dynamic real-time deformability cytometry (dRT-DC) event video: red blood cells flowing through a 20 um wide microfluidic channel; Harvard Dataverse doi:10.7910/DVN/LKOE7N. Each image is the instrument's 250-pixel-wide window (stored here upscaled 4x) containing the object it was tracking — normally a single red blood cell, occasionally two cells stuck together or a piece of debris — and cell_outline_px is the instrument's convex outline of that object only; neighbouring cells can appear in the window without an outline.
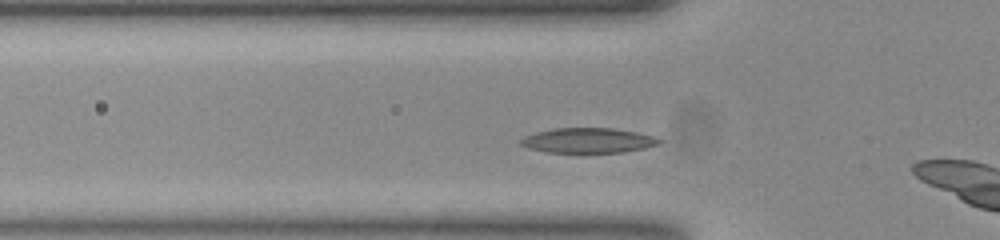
{"species": "common noctule bat (a hibernating species)", "species_latin": "Nyctalus noctula", "temperature_condition": "room temperature", "stored_images_in_passage": 18, "camera_frame_rate_fps": 3000, "um_per_image_px": 0.085, "animal": {"sex": "female", "body_mass_g": 23.0, "forearm_length_mm": 53.4}, "frame": {"image": 1, "passage_image": 9, "time_ms": 2.667, "image_size_px": [1000, 240], "cell_outline_px": [[664, 140], [660, 144], [644, 148], [624, 152], [548, 152], [528, 148], [520, 144], [520, 140], [524, 136], [536, 132], [556, 128], [612, 128], [636, 132], [652, 136]], "centroid_in_image_um": [50.0, 11.93], "position_along_channel_um": 75.8, "area_um2": 20.06}}
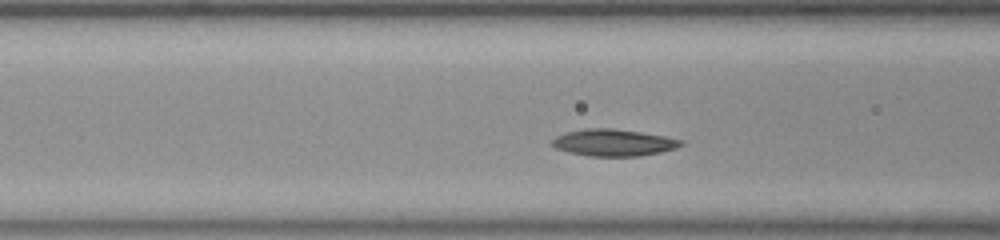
{"frame": {"image": 2, "passage_image": 12, "time_ms": 3.667, "image_size_px": [1000, 240], "cell_outline_px": [[684, 144], [676, 148], [660, 152], [640, 156], [588, 156], [568, 152], [556, 148], [552, 144], [552, 140], [556, 136], [568, 132], [584, 128], [612, 128], [640, 132], [664, 136], [684, 140]], "centroid_in_image_um": [52.16, 12.12], "position_along_channel_um": 114.4, "area_um2": 20.11}}
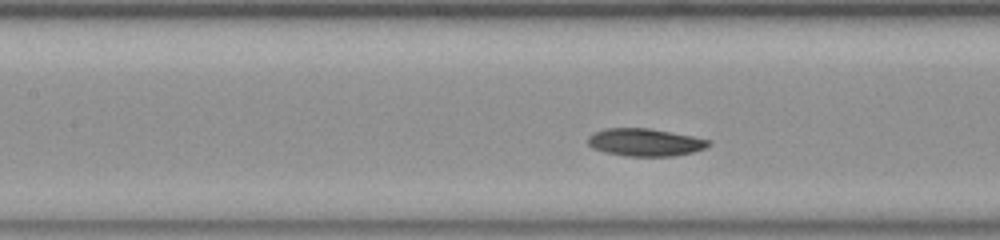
{"frame": {"image": 3, "passage_image": 15, "time_ms": 4.667, "image_size_px": [1000, 240], "cell_outline_px": [[712, 144], [704, 148], [692, 152], [672, 156], [624, 156], [604, 152], [592, 148], [588, 144], [588, 136], [592, 132], [604, 128], [648, 128], [692, 136], [712, 140]], "centroid_in_image_um": [54.8, 12.09], "position_along_channel_um": 152.6, "area_um2": 19.54}}